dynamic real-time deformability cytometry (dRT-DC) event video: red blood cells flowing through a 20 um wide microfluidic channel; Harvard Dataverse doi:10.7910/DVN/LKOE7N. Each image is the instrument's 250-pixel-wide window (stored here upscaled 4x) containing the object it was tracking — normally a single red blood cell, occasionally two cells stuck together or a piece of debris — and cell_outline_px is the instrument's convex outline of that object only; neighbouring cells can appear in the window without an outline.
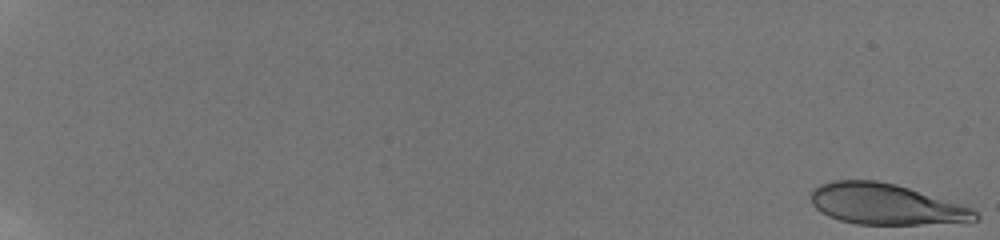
{"species": "human", "species_latin": "Homo sapiens", "temperature_condition": "room temperature", "stored_images_in_passage": 58, "camera_frame_rate_fps": 3000, "um_per_image_px": 0.085, "donor": {"sex": "male"}, "frame": {"image": 1, "passage_image": 1, "time_ms": 0.0, "image_size_px": [1000, 240], "cell_outline_px": [[980, 220], [920, 224], [856, 224], [840, 220], [828, 216], [820, 212], [812, 204], [808, 196], [812, 188], [820, 184], [832, 180], [876, 180], [896, 184], [972, 208], [980, 216]], "centroid_in_image_um": [75.21, 17.34], "position_along_channel_um": 9.8, "area_um2": 39.07}}
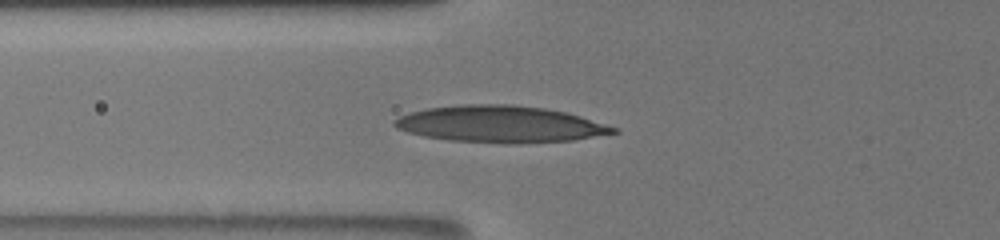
{"frame": {"image": 2, "passage_image": 26, "time_ms": 8.333, "image_size_px": [1000, 240], "cell_outline_px": [[620, 132], [572, 140], [520, 144], [504, 144], [448, 140], [424, 136], [408, 132], [396, 128], [392, 124], [400, 116], [408, 112], [428, 108], [460, 104], [512, 104], [544, 108], [564, 112], [580, 116], [620, 128]], "centroid_in_image_um": [42.53, 10.56], "position_along_channel_um": 83.3, "area_um2": 47.11}}
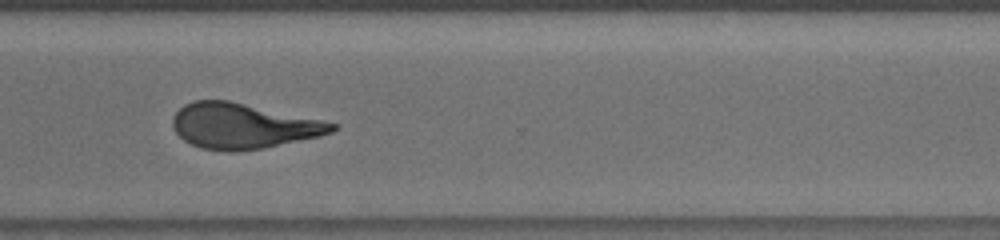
{"frame": {"image": 3, "passage_image": 47, "time_ms": 15.333, "image_size_px": [1000, 240], "cell_outline_px": [[340, 128], [332, 132], [320, 136], [264, 148], [232, 152], [200, 148], [184, 140], [176, 132], [172, 124], [172, 116], [184, 104], [192, 100], [228, 100], [340, 124]], "centroid_in_image_um": [20.66, 10.71], "position_along_channel_um": 349.9, "area_um2": 42.08}, "authors_computed_cell_mechanics": {"area_um2": 41.8761, "velocity_mm_per_s": 3.8277, "shape_relaxation_time_tau1_ms": 10.5767, "shape_relaxation_time_tau2_ms": 1.8879, "deformation_change_tau1": 0.3114, "deformation_change_tau2": 0.1001}}